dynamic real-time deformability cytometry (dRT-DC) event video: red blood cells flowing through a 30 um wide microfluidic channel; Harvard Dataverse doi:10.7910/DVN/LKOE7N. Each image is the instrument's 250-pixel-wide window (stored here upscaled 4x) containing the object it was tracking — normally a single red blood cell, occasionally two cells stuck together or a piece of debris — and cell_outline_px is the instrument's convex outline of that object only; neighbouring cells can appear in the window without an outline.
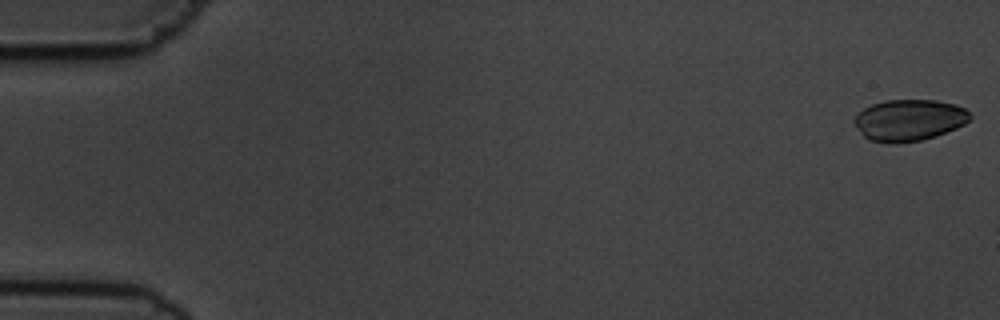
{"species": "common noctule bat (a hibernating species)", "species_latin": "Nyctalus noctula", "temperature_condition": "cold", "stored_images_in_passage": 7, "camera_frame_rate_fps": 3000, "um_per_image_px": 0.085, "animal": {"sex": "male", "body_mass_g": 19.5, "forearm_length_mm": 54.6}, "frame": {"image": 1, "passage_image": 1, "time_ms": 0.0, "image_size_px": [1000, 320], "cell_outline_px": [[972, 116], [964, 124], [956, 128], [936, 136], [920, 140], [900, 144], [888, 144], [868, 140], [860, 132], [852, 120], [856, 112], [872, 104], [884, 100], [936, 100], [956, 104], [964, 108]], "centroid_in_image_um": [77.23, 10.22], "position_along_channel_um": 7.8, "area_um2": 28.32}}